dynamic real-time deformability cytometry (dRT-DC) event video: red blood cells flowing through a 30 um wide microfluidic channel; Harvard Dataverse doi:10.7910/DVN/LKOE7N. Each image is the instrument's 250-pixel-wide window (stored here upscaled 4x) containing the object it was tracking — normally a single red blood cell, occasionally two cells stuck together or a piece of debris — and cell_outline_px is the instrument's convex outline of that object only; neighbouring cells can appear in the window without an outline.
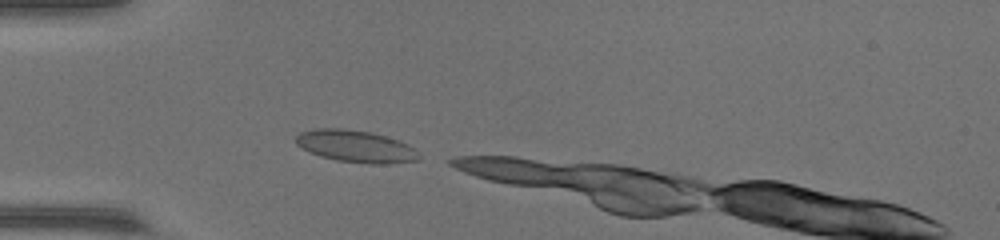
{"species": "common noctule bat (a hibernating species)", "species_latin": "Nyctalus noctula", "temperature_condition": "warm", "stored_images_in_passage": 5, "camera_frame_rate_fps": 3000, "um_per_image_px": 0.085, "animal": {"sex": "female", "body_mass_g": 17.0, "forearm_length_mm": 48.0}, "frame": {"image": 1, "passage_image": 1, "time_ms": 0.0, "image_size_px": [1000, 240], "cell_outline_px": [[420, 160], [388, 164], [368, 164], [336, 160], [320, 156], [308, 152], [296, 144], [296, 136], [300, 132], [316, 128], [340, 128], [372, 132], [408, 144], [420, 156]], "centroid_in_image_um": [30.21, 12.44], "position_along_channel_um": 54.8, "area_um2": 23.0}}